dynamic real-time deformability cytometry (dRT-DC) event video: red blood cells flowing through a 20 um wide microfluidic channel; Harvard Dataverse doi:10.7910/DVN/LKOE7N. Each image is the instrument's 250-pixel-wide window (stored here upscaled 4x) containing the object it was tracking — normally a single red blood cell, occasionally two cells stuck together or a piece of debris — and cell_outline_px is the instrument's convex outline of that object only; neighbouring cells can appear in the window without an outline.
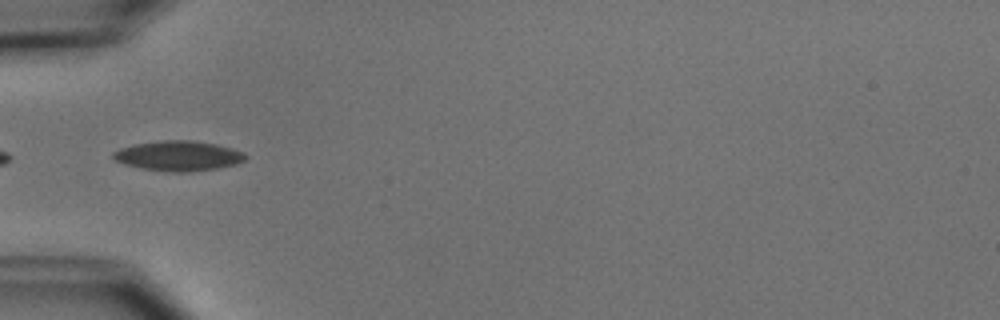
{"species": "common noctule bat (a hibernating species)", "species_latin": "Nyctalus noctula", "temperature_condition": "cold", "stored_images_in_passage": 2, "camera_frame_rate_fps": 3000, "um_per_image_px": 0.085, "animal": {"sex": "male", "body_mass_g": 15.6}, "frame": {"image": 1, "passage_image": 2, "time_ms": 1.0, "image_size_px": [1000, 320], "cell_outline_px": [[248, 156], [244, 160], [236, 164], [216, 168], [188, 172], [168, 172], [140, 168], [124, 164], [116, 160], [112, 156], [112, 152], [120, 148], [132, 144], [160, 140], [192, 140], [216, 144], [232, 148], [244, 152]], "centroid_in_image_um": [15.15, 13.24], "position_along_channel_um": 69.9, "area_um2": 23.29}}